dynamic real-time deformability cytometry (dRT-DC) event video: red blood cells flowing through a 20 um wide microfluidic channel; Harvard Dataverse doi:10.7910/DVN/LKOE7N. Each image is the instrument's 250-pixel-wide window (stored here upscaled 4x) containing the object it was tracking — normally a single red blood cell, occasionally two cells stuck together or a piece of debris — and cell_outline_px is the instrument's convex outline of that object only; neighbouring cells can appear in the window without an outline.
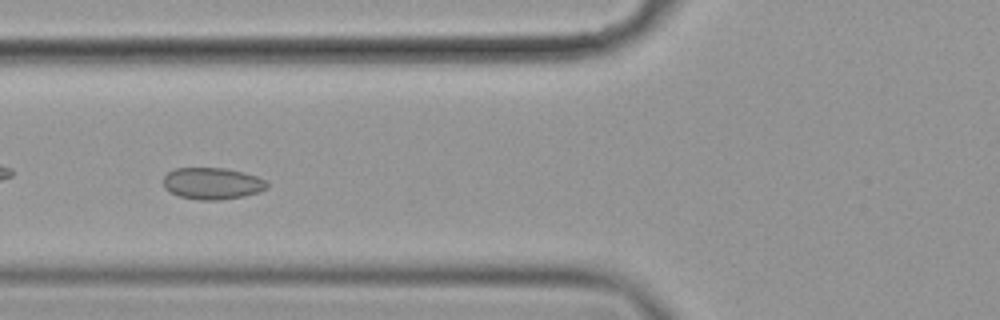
{"species": "common noctule bat (a hibernating species)", "species_latin": "Nyctalus noctula", "temperature_condition": "cold", "stored_images_in_passage": 41, "camera_frame_rate_fps": 3000, "um_per_image_px": 0.085, "animal": {"sex": "female", "body_mass_g": 19.9}, "frame": {"image": 1, "passage_image": 6, "time_ms": 1.667, "image_size_px": [1000, 320], "cell_outline_px": [[268, 188], [260, 192], [244, 196], [220, 200], [200, 200], [180, 196], [164, 188], [164, 176], [168, 172], [176, 168], [224, 168], [244, 172], [256, 176], [264, 180], [268, 184]], "centroid_in_image_um": [18.07, 15.59], "position_along_channel_um": 107.7, "area_um2": 19.13}}
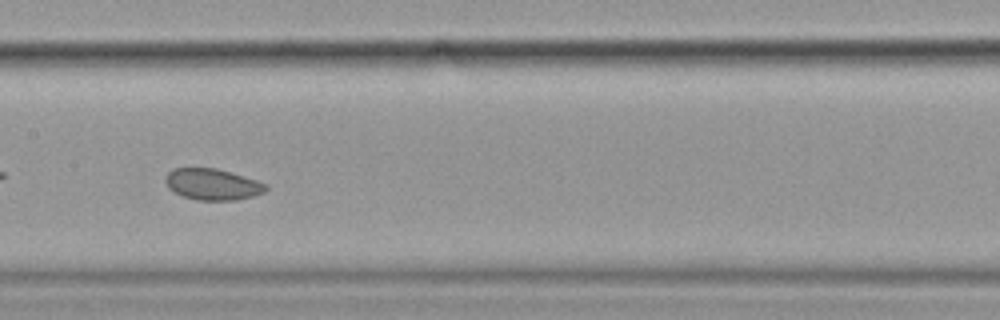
{"frame": {"image": 2, "passage_image": 13, "time_ms": 4.0, "image_size_px": [1000, 320], "cell_outline_px": [[268, 188], [264, 192], [252, 196], [236, 200], [196, 200], [184, 196], [168, 188], [164, 180], [168, 172], [172, 168], [216, 168], [256, 180], [268, 184]], "centroid_in_image_um": [18.05, 15.66], "position_along_channel_um": 189.3, "area_um2": 18.21}}
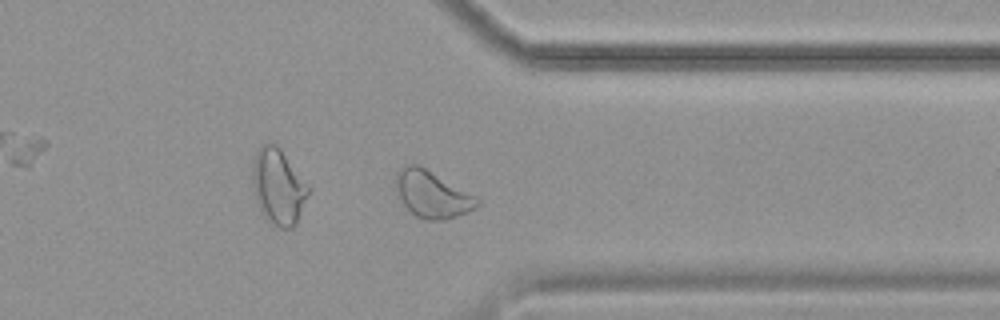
{"frame": {"image": 3, "passage_image": 29, "time_ms": 9.333, "image_size_px": [1000, 320], "cell_outline_px": [[480, 204], [476, 208], [468, 212], [444, 220], [424, 220], [416, 216], [404, 204], [400, 196], [396, 184], [396, 172], [400, 168], [408, 164], [416, 164], [424, 168], [476, 196], [480, 200]], "centroid_in_image_um": [36.76, 16.53], "position_along_channel_um": 374.6, "area_um2": 21.73}}